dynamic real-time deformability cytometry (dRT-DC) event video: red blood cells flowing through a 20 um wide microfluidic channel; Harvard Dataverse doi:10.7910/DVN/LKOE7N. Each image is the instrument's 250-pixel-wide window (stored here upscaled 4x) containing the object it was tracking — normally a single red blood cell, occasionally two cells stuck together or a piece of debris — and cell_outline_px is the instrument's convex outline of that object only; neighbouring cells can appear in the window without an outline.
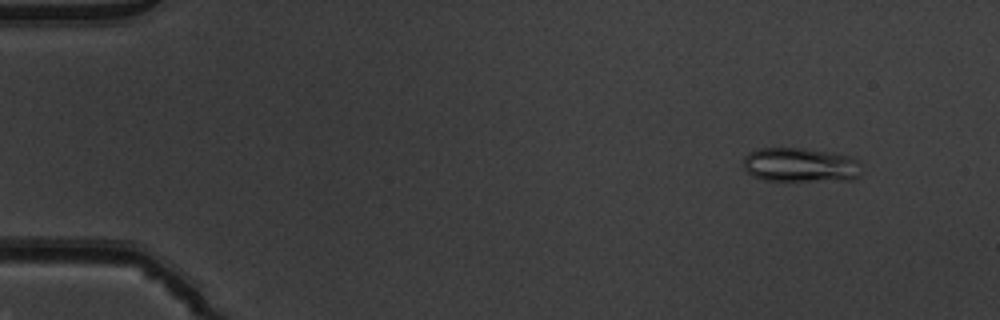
{"species": "common noctule bat (a hibernating species)", "species_latin": "Nyctalus noctula", "temperature_condition": "warm", "stored_images_in_passage": 52, "camera_frame_rate_fps": 3000, "um_per_image_px": 0.085, "animal": {"sex": "male", "body_mass_g": 19.5, "forearm_length_mm": 54.6}, "frame": {"image": 1, "passage_image": 5, "time_ms": 1.333, "image_size_px": [1000, 320], "cell_outline_px": [[860, 176], [852, 180], [764, 180], [752, 176], [744, 168], [744, 156], [748, 152], [756, 148], [804, 148], [828, 152], [848, 156], [860, 160]], "centroid_in_image_um": [68.02, 14.01], "position_along_channel_um": 17.0, "area_um2": 23.7}}
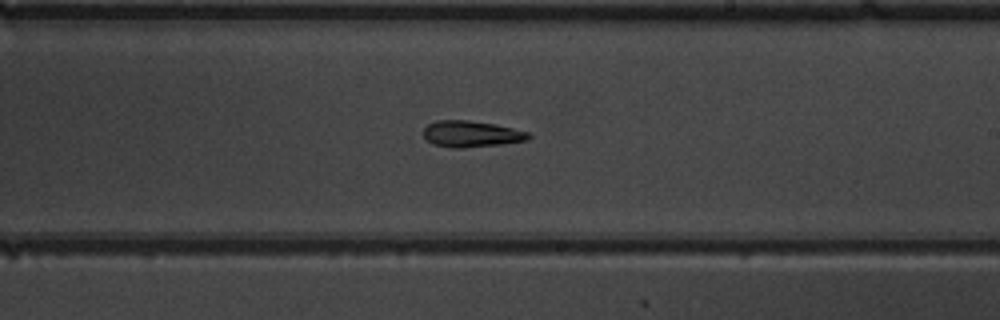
{"frame": {"image": 2, "passage_image": 31, "time_ms": 10.0, "image_size_px": [1000, 320], "cell_outline_px": [[532, 136], [528, 140], [500, 144], [464, 148], [452, 148], [432, 144], [424, 136], [424, 128], [428, 124], [436, 120], [468, 120], [496, 124], [528, 132]], "centroid_in_image_um": [40.06, 11.38], "position_along_channel_um": 248.9, "area_um2": 16.13}}
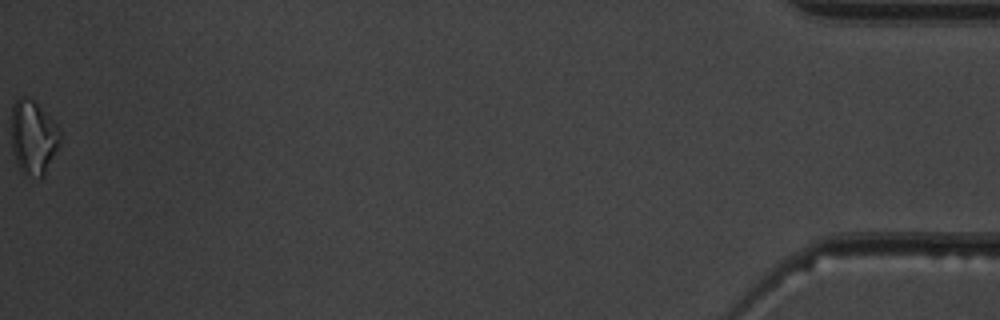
{"frame": {"image": 3, "passage_image": 52, "time_ms": 17.0, "image_size_px": [1000, 320], "cell_outline_px": [[60, 144], [44, 176], [40, 180], [24, 176], [16, 160], [12, 148], [12, 104], [20, 96], [24, 96], [32, 100], [56, 124], [60, 132]], "centroid_in_image_um": [2.83, 11.73], "position_along_channel_um": 432.4, "area_um2": 21.04}, "authors_computed_cell_mechanics": {"area_um2": 16.8198, "velocity_mm_per_s": 3.9646, "shape_relaxation_time_tau1_ms": 10.0845, "shape_relaxation_time_tau2_ms": 8.0416, "deformation_change_tau1": 0.1439, "deformation_change_tau2": 0.1825}}